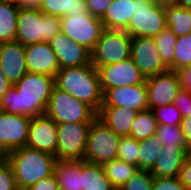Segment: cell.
<instances>
[{"instance_id":"cell-1","label":"cell","mask_w":191,"mask_h":190,"mask_svg":"<svg viewBox=\"0 0 191 190\" xmlns=\"http://www.w3.org/2000/svg\"><path fill=\"white\" fill-rule=\"evenodd\" d=\"M54 87V77L27 72L1 97L0 110L31 118L45 114Z\"/></svg>"},{"instance_id":"cell-2","label":"cell","mask_w":191,"mask_h":190,"mask_svg":"<svg viewBox=\"0 0 191 190\" xmlns=\"http://www.w3.org/2000/svg\"><path fill=\"white\" fill-rule=\"evenodd\" d=\"M55 87L85 102L96 112L103 104V92L97 69L90 63L80 67L59 69Z\"/></svg>"},{"instance_id":"cell-3","label":"cell","mask_w":191,"mask_h":190,"mask_svg":"<svg viewBox=\"0 0 191 190\" xmlns=\"http://www.w3.org/2000/svg\"><path fill=\"white\" fill-rule=\"evenodd\" d=\"M4 158L12 166L19 190H25L38 180L53 175L57 161L51 154L26 146L7 153Z\"/></svg>"},{"instance_id":"cell-4","label":"cell","mask_w":191,"mask_h":190,"mask_svg":"<svg viewBox=\"0 0 191 190\" xmlns=\"http://www.w3.org/2000/svg\"><path fill=\"white\" fill-rule=\"evenodd\" d=\"M60 31V17L46 15L39 9L19 8L16 40L24 46L49 42Z\"/></svg>"},{"instance_id":"cell-5","label":"cell","mask_w":191,"mask_h":190,"mask_svg":"<svg viewBox=\"0 0 191 190\" xmlns=\"http://www.w3.org/2000/svg\"><path fill=\"white\" fill-rule=\"evenodd\" d=\"M45 114L57 124L92 123L97 116L91 106L57 87L52 90Z\"/></svg>"},{"instance_id":"cell-6","label":"cell","mask_w":191,"mask_h":190,"mask_svg":"<svg viewBox=\"0 0 191 190\" xmlns=\"http://www.w3.org/2000/svg\"><path fill=\"white\" fill-rule=\"evenodd\" d=\"M132 37L125 30L104 29L91 52V63L97 69L131 57Z\"/></svg>"},{"instance_id":"cell-7","label":"cell","mask_w":191,"mask_h":190,"mask_svg":"<svg viewBox=\"0 0 191 190\" xmlns=\"http://www.w3.org/2000/svg\"><path fill=\"white\" fill-rule=\"evenodd\" d=\"M120 138L96 118L89 128L84 161L103 165L116 159Z\"/></svg>"},{"instance_id":"cell-8","label":"cell","mask_w":191,"mask_h":190,"mask_svg":"<svg viewBox=\"0 0 191 190\" xmlns=\"http://www.w3.org/2000/svg\"><path fill=\"white\" fill-rule=\"evenodd\" d=\"M135 14L125 31L132 38L154 37L166 28L165 8L153 0H134Z\"/></svg>"},{"instance_id":"cell-9","label":"cell","mask_w":191,"mask_h":190,"mask_svg":"<svg viewBox=\"0 0 191 190\" xmlns=\"http://www.w3.org/2000/svg\"><path fill=\"white\" fill-rule=\"evenodd\" d=\"M61 32L92 52L104 31L101 19L90 13L60 17Z\"/></svg>"},{"instance_id":"cell-10","label":"cell","mask_w":191,"mask_h":190,"mask_svg":"<svg viewBox=\"0 0 191 190\" xmlns=\"http://www.w3.org/2000/svg\"><path fill=\"white\" fill-rule=\"evenodd\" d=\"M92 123L57 124V160L84 161L87 137Z\"/></svg>"},{"instance_id":"cell-11","label":"cell","mask_w":191,"mask_h":190,"mask_svg":"<svg viewBox=\"0 0 191 190\" xmlns=\"http://www.w3.org/2000/svg\"><path fill=\"white\" fill-rule=\"evenodd\" d=\"M97 71L103 94L113 87L146 84L145 76L131 57L118 63L98 67Z\"/></svg>"},{"instance_id":"cell-12","label":"cell","mask_w":191,"mask_h":190,"mask_svg":"<svg viewBox=\"0 0 191 190\" xmlns=\"http://www.w3.org/2000/svg\"><path fill=\"white\" fill-rule=\"evenodd\" d=\"M31 117L0 110V156L26 146Z\"/></svg>"},{"instance_id":"cell-13","label":"cell","mask_w":191,"mask_h":190,"mask_svg":"<svg viewBox=\"0 0 191 190\" xmlns=\"http://www.w3.org/2000/svg\"><path fill=\"white\" fill-rule=\"evenodd\" d=\"M131 58L146 79L169 70L153 37L132 38Z\"/></svg>"},{"instance_id":"cell-14","label":"cell","mask_w":191,"mask_h":190,"mask_svg":"<svg viewBox=\"0 0 191 190\" xmlns=\"http://www.w3.org/2000/svg\"><path fill=\"white\" fill-rule=\"evenodd\" d=\"M149 109L174 103V99L181 90L180 80L176 71L168 70L164 73L146 79Z\"/></svg>"},{"instance_id":"cell-15","label":"cell","mask_w":191,"mask_h":190,"mask_svg":"<svg viewBox=\"0 0 191 190\" xmlns=\"http://www.w3.org/2000/svg\"><path fill=\"white\" fill-rule=\"evenodd\" d=\"M57 143V123L52 118L46 114L31 118L26 147L37 149L56 157Z\"/></svg>"},{"instance_id":"cell-16","label":"cell","mask_w":191,"mask_h":190,"mask_svg":"<svg viewBox=\"0 0 191 190\" xmlns=\"http://www.w3.org/2000/svg\"><path fill=\"white\" fill-rule=\"evenodd\" d=\"M102 106H118L137 112L149 109L146 84L113 87L103 94Z\"/></svg>"},{"instance_id":"cell-17","label":"cell","mask_w":191,"mask_h":190,"mask_svg":"<svg viewBox=\"0 0 191 190\" xmlns=\"http://www.w3.org/2000/svg\"><path fill=\"white\" fill-rule=\"evenodd\" d=\"M49 44L56 54L60 69L80 67L91 63V52L61 31L49 41Z\"/></svg>"},{"instance_id":"cell-18","label":"cell","mask_w":191,"mask_h":190,"mask_svg":"<svg viewBox=\"0 0 191 190\" xmlns=\"http://www.w3.org/2000/svg\"><path fill=\"white\" fill-rule=\"evenodd\" d=\"M0 68L11 85L18 83L28 72L25 46L17 41L0 43Z\"/></svg>"},{"instance_id":"cell-19","label":"cell","mask_w":191,"mask_h":190,"mask_svg":"<svg viewBox=\"0 0 191 190\" xmlns=\"http://www.w3.org/2000/svg\"><path fill=\"white\" fill-rule=\"evenodd\" d=\"M25 61L28 72L56 77L60 67L56 54L49 42H39L25 46Z\"/></svg>"},{"instance_id":"cell-20","label":"cell","mask_w":191,"mask_h":190,"mask_svg":"<svg viewBox=\"0 0 191 190\" xmlns=\"http://www.w3.org/2000/svg\"><path fill=\"white\" fill-rule=\"evenodd\" d=\"M187 154L186 146L163 145L149 172L154 177H178Z\"/></svg>"},{"instance_id":"cell-21","label":"cell","mask_w":191,"mask_h":190,"mask_svg":"<svg viewBox=\"0 0 191 190\" xmlns=\"http://www.w3.org/2000/svg\"><path fill=\"white\" fill-rule=\"evenodd\" d=\"M137 111L118 106H101L96 118L108 126L115 134L130 136V131Z\"/></svg>"},{"instance_id":"cell-22","label":"cell","mask_w":191,"mask_h":190,"mask_svg":"<svg viewBox=\"0 0 191 190\" xmlns=\"http://www.w3.org/2000/svg\"><path fill=\"white\" fill-rule=\"evenodd\" d=\"M53 175L60 190H82V161L57 160Z\"/></svg>"},{"instance_id":"cell-23","label":"cell","mask_w":191,"mask_h":190,"mask_svg":"<svg viewBox=\"0 0 191 190\" xmlns=\"http://www.w3.org/2000/svg\"><path fill=\"white\" fill-rule=\"evenodd\" d=\"M134 14V0H113L101 21L105 29L125 30Z\"/></svg>"},{"instance_id":"cell-24","label":"cell","mask_w":191,"mask_h":190,"mask_svg":"<svg viewBox=\"0 0 191 190\" xmlns=\"http://www.w3.org/2000/svg\"><path fill=\"white\" fill-rule=\"evenodd\" d=\"M82 190H115L102 165L82 161Z\"/></svg>"},{"instance_id":"cell-25","label":"cell","mask_w":191,"mask_h":190,"mask_svg":"<svg viewBox=\"0 0 191 190\" xmlns=\"http://www.w3.org/2000/svg\"><path fill=\"white\" fill-rule=\"evenodd\" d=\"M39 10L57 17L89 13L85 0H42Z\"/></svg>"},{"instance_id":"cell-26","label":"cell","mask_w":191,"mask_h":190,"mask_svg":"<svg viewBox=\"0 0 191 190\" xmlns=\"http://www.w3.org/2000/svg\"><path fill=\"white\" fill-rule=\"evenodd\" d=\"M166 27L178 37L191 33V9L181 6H166Z\"/></svg>"},{"instance_id":"cell-27","label":"cell","mask_w":191,"mask_h":190,"mask_svg":"<svg viewBox=\"0 0 191 190\" xmlns=\"http://www.w3.org/2000/svg\"><path fill=\"white\" fill-rule=\"evenodd\" d=\"M19 6L0 1V43L16 40Z\"/></svg>"},{"instance_id":"cell-28","label":"cell","mask_w":191,"mask_h":190,"mask_svg":"<svg viewBox=\"0 0 191 190\" xmlns=\"http://www.w3.org/2000/svg\"><path fill=\"white\" fill-rule=\"evenodd\" d=\"M102 166L114 189H121L139 170L138 167L119 159L105 162Z\"/></svg>"},{"instance_id":"cell-29","label":"cell","mask_w":191,"mask_h":190,"mask_svg":"<svg viewBox=\"0 0 191 190\" xmlns=\"http://www.w3.org/2000/svg\"><path fill=\"white\" fill-rule=\"evenodd\" d=\"M158 122L151 109L139 111L132 123L130 136L136 140L148 139L156 135Z\"/></svg>"},{"instance_id":"cell-30","label":"cell","mask_w":191,"mask_h":190,"mask_svg":"<svg viewBox=\"0 0 191 190\" xmlns=\"http://www.w3.org/2000/svg\"><path fill=\"white\" fill-rule=\"evenodd\" d=\"M163 142L156 135L139 140V170H150L159 156Z\"/></svg>"},{"instance_id":"cell-31","label":"cell","mask_w":191,"mask_h":190,"mask_svg":"<svg viewBox=\"0 0 191 190\" xmlns=\"http://www.w3.org/2000/svg\"><path fill=\"white\" fill-rule=\"evenodd\" d=\"M159 49L163 63L174 71V54L177 36L169 27L164 28L158 35L153 37Z\"/></svg>"},{"instance_id":"cell-32","label":"cell","mask_w":191,"mask_h":190,"mask_svg":"<svg viewBox=\"0 0 191 190\" xmlns=\"http://www.w3.org/2000/svg\"><path fill=\"white\" fill-rule=\"evenodd\" d=\"M116 159L125 161L139 168V140H136L132 136L121 137Z\"/></svg>"},{"instance_id":"cell-33","label":"cell","mask_w":191,"mask_h":190,"mask_svg":"<svg viewBox=\"0 0 191 190\" xmlns=\"http://www.w3.org/2000/svg\"><path fill=\"white\" fill-rule=\"evenodd\" d=\"M191 65V33L177 37L174 54V71Z\"/></svg>"},{"instance_id":"cell-34","label":"cell","mask_w":191,"mask_h":190,"mask_svg":"<svg viewBox=\"0 0 191 190\" xmlns=\"http://www.w3.org/2000/svg\"><path fill=\"white\" fill-rule=\"evenodd\" d=\"M156 136L160 138L165 146H186L180 126L158 124Z\"/></svg>"},{"instance_id":"cell-35","label":"cell","mask_w":191,"mask_h":190,"mask_svg":"<svg viewBox=\"0 0 191 190\" xmlns=\"http://www.w3.org/2000/svg\"><path fill=\"white\" fill-rule=\"evenodd\" d=\"M158 124H165L171 126H180L182 116L180 111L174 106L169 104L152 109Z\"/></svg>"},{"instance_id":"cell-36","label":"cell","mask_w":191,"mask_h":190,"mask_svg":"<svg viewBox=\"0 0 191 190\" xmlns=\"http://www.w3.org/2000/svg\"><path fill=\"white\" fill-rule=\"evenodd\" d=\"M153 179L148 170H138L120 190H153Z\"/></svg>"},{"instance_id":"cell-37","label":"cell","mask_w":191,"mask_h":190,"mask_svg":"<svg viewBox=\"0 0 191 190\" xmlns=\"http://www.w3.org/2000/svg\"><path fill=\"white\" fill-rule=\"evenodd\" d=\"M0 190H19L12 166L4 157L0 159Z\"/></svg>"},{"instance_id":"cell-38","label":"cell","mask_w":191,"mask_h":190,"mask_svg":"<svg viewBox=\"0 0 191 190\" xmlns=\"http://www.w3.org/2000/svg\"><path fill=\"white\" fill-rule=\"evenodd\" d=\"M153 190H187L177 177H154Z\"/></svg>"},{"instance_id":"cell-39","label":"cell","mask_w":191,"mask_h":190,"mask_svg":"<svg viewBox=\"0 0 191 190\" xmlns=\"http://www.w3.org/2000/svg\"><path fill=\"white\" fill-rule=\"evenodd\" d=\"M174 106L180 111L182 117L191 113V93L181 89L174 99Z\"/></svg>"},{"instance_id":"cell-40","label":"cell","mask_w":191,"mask_h":190,"mask_svg":"<svg viewBox=\"0 0 191 190\" xmlns=\"http://www.w3.org/2000/svg\"><path fill=\"white\" fill-rule=\"evenodd\" d=\"M85 2L88 12L96 18L102 19L113 0H85Z\"/></svg>"},{"instance_id":"cell-41","label":"cell","mask_w":191,"mask_h":190,"mask_svg":"<svg viewBox=\"0 0 191 190\" xmlns=\"http://www.w3.org/2000/svg\"><path fill=\"white\" fill-rule=\"evenodd\" d=\"M177 178L187 188V190H191V153L187 154Z\"/></svg>"},{"instance_id":"cell-42","label":"cell","mask_w":191,"mask_h":190,"mask_svg":"<svg viewBox=\"0 0 191 190\" xmlns=\"http://www.w3.org/2000/svg\"><path fill=\"white\" fill-rule=\"evenodd\" d=\"M25 190H60L56 182L55 176L51 175L47 178L38 180L35 184L30 185Z\"/></svg>"},{"instance_id":"cell-43","label":"cell","mask_w":191,"mask_h":190,"mask_svg":"<svg viewBox=\"0 0 191 190\" xmlns=\"http://www.w3.org/2000/svg\"><path fill=\"white\" fill-rule=\"evenodd\" d=\"M176 72L178 73L181 89L191 93V65L182 66Z\"/></svg>"},{"instance_id":"cell-44","label":"cell","mask_w":191,"mask_h":190,"mask_svg":"<svg viewBox=\"0 0 191 190\" xmlns=\"http://www.w3.org/2000/svg\"><path fill=\"white\" fill-rule=\"evenodd\" d=\"M180 127L185 139L186 150L191 153V113L187 117H182Z\"/></svg>"},{"instance_id":"cell-45","label":"cell","mask_w":191,"mask_h":190,"mask_svg":"<svg viewBox=\"0 0 191 190\" xmlns=\"http://www.w3.org/2000/svg\"><path fill=\"white\" fill-rule=\"evenodd\" d=\"M11 86H12L11 83L8 81L6 75L0 68V99L6 92H8Z\"/></svg>"},{"instance_id":"cell-46","label":"cell","mask_w":191,"mask_h":190,"mask_svg":"<svg viewBox=\"0 0 191 190\" xmlns=\"http://www.w3.org/2000/svg\"><path fill=\"white\" fill-rule=\"evenodd\" d=\"M42 0H22L20 8L40 9Z\"/></svg>"},{"instance_id":"cell-47","label":"cell","mask_w":191,"mask_h":190,"mask_svg":"<svg viewBox=\"0 0 191 190\" xmlns=\"http://www.w3.org/2000/svg\"><path fill=\"white\" fill-rule=\"evenodd\" d=\"M153 2L162 7L178 5V0H153Z\"/></svg>"},{"instance_id":"cell-48","label":"cell","mask_w":191,"mask_h":190,"mask_svg":"<svg viewBox=\"0 0 191 190\" xmlns=\"http://www.w3.org/2000/svg\"><path fill=\"white\" fill-rule=\"evenodd\" d=\"M178 6L191 9V0H178Z\"/></svg>"},{"instance_id":"cell-49","label":"cell","mask_w":191,"mask_h":190,"mask_svg":"<svg viewBox=\"0 0 191 190\" xmlns=\"http://www.w3.org/2000/svg\"><path fill=\"white\" fill-rule=\"evenodd\" d=\"M0 1H3V2H7V3H12V4H15V5H20L22 0H0Z\"/></svg>"}]
</instances>
